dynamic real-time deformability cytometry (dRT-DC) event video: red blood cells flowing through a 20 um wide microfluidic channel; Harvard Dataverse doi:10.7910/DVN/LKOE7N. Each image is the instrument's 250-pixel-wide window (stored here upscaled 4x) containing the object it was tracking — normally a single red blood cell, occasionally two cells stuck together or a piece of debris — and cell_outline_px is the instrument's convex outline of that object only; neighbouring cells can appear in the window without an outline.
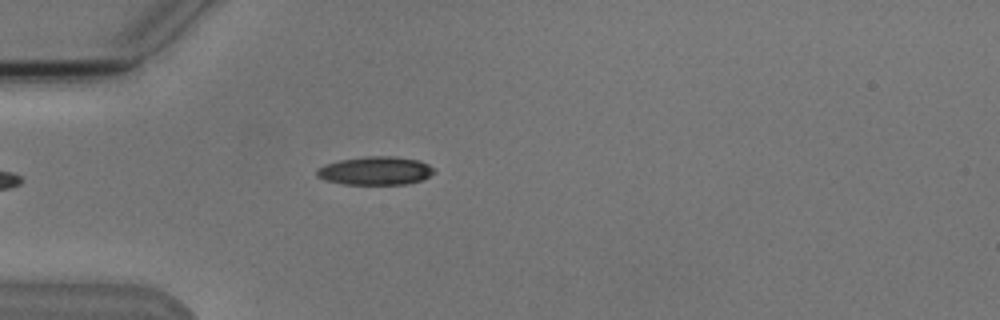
{"species": "Egyptian fruit bat (a non-hibernating species)", "species_latin": "Rousettus aegyptiacus", "temperature_condition": "cold", "stored_images_in_passage": 3, "camera_frame_rate_fps": 3000, "um_per_image_px": 0.085, "animal": {"sex": "male"}, "frame": {"image": 1, "passage_image": 3, "time_ms": 2.333, "image_size_px": [1000, 320], "cell_outline_px": [[436, 172], [424, 180], [408, 184], [344, 184], [324, 180], [316, 176], [316, 168], [324, 164], [340, 160], [364, 156], [392, 156], [420, 160], [428, 164]], "centroid_in_image_um": [31.91, 14.51], "position_along_channel_um": 53.1, "area_um2": 19.65}}